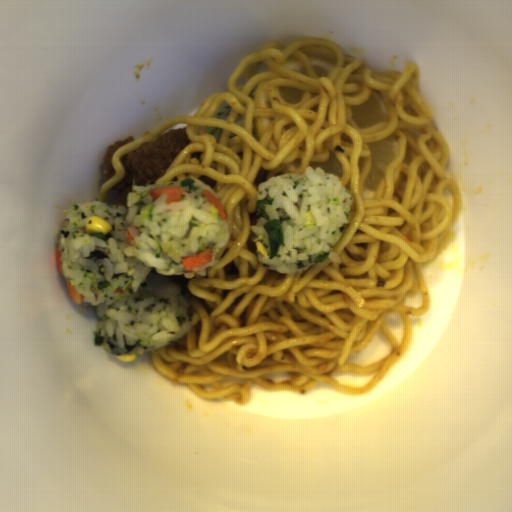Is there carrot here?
Segmentation results:
<instances>
[{"mask_svg":"<svg viewBox=\"0 0 512 512\" xmlns=\"http://www.w3.org/2000/svg\"><path fill=\"white\" fill-rule=\"evenodd\" d=\"M162 193H166L165 205H169L171 202L182 201V195L184 190L179 186H161L150 190V194L153 199H158Z\"/></svg>","mask_w":512,"mask_h":512,"instance_id":"2","label":"carrot"},{"mask_svg":"<svg viewBox=\"0 0 512 512\" xmlns=\"http://www.w3.org/2000/svg\"><path fill=\"white\" fill-rule=\"evenodd\" d=\"M213 256V249L208 247L204 251L190 255V256H182V263L185 269L191 270L196 267L206 265L211 262Z\"/></svg>","mask_w":512,"mask_h":512,"instance_id":"1","label":"carrot"},{"mask_svg":"<svg viewBox=\"0 0 512 512\" xmlns=\"http://www.w3.org/2000/svg\"><path fill=\"white\" fill-rule=\"evenodd\" d=\"M201 193L207 197L209 204L213 203L215 205V207L218 209L219 217L221 219H226L227 214L219 198L216 197L210 190L207 189H203Z\"/></svg>","mask_w":512,"mask_h":512,"instance_id":"3","label":"carrot"},{"mask_svg":"<svg viewBox=\"0 0 512 512\" xmlns=\"http://www.w3.org/2000/svg\"><path fill=\"white\" fill-rule=\"evenodd\" d=\"M125 233H126V238H127V241L129 243V245L133 246L132 241L134 240V237L131 236V233H130V231L127 228L125 230Z\"/></svg>","mask_w":512,"mask_h":512,"instance_id":"6","label":"carrot"},{"mask_svg":"<svg viewBox=\"0 0 512 512\" xmlns=\"http://www.w3.org/2000/svg\"><path fill=\"white\" fill-rule=\"evenodd\" d=\"M67 286V289H68V292H69V295L71 297V299L78 305L80 303H83L84 299L86 298L84 294H80L77 292V290L75 289V286H73L71 284V282H67L66 284Z\"/></svg>","mask_w":512,"mask_h":512,"instance_id":"4","label":"carrot"},{"mask_svg":"<svg viewBox=\"0 0 512 512\" xmlns=\"http://www.w3.org/2000/svg\"><path fill=\"white\" fill-rule=\"evenodd\" d=\"M61 256H62L61 250L57 249L55 251V261H56L57 269H58L59 273L62 275V274H64V270L62 268L63 261H61Z\"/></svg>","mask_w":512,"mask_h":512,"instance_id":"5","label":"carrot"}]
</instances>
